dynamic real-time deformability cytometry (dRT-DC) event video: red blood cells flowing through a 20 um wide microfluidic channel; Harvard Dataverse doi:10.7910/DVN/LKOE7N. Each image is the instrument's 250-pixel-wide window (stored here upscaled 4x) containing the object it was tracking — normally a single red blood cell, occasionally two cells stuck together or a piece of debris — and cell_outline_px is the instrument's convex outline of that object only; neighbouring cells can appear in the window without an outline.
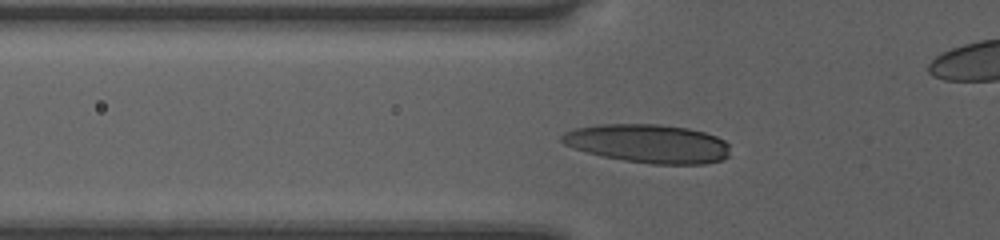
{"species": "human", "species_latin": "Homo sapiens", "temperature_condition": "room temperature", "stored_images_in_passage": 38, "camera_frame_rate_fps": 3000, "um_per_image_px": 0.085, "donor": {"sex": "female"}, "frame": {"image": 1, "passage_image": 10, "time_ms": 3.0, "image_size_px": [1000, 240], "cell_outline_px": [[728, 156], [724, 160], [704, 164], [652, 164], [624, 160], [604, 156], [572, 148], [564, 144], [560, 140], [560, 136], [564, 132], [576, 128], [596, 124], [660, 124], [688, 128], [704, 132], [716, 136], [724, 140], [728, 144]], "centroid_in_image_um": [55.09, 12.2], "position_along_channel_um": 70.7, "area_um2": 37.97}}
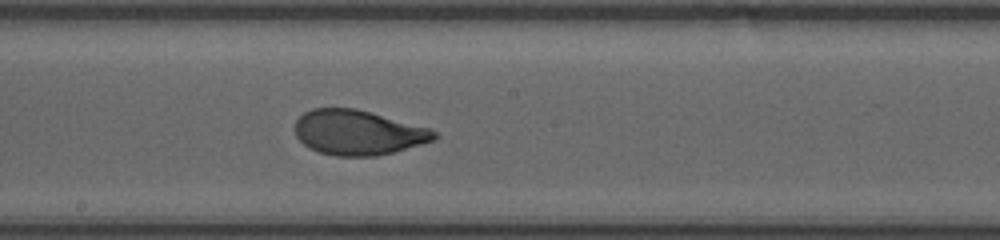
{"frame": {"image": 2, "passage_image": 21, "time_ms": 6.667, "image_size_px": [1000, 240], "cell_outline_px": [[440, 136], [432, 140], [420, 144], [392, 152], [376, 156], [336, 156], [320, 152], [308, 148], [296, 136], [296, 120], [304, 112], [312, 108], [356, 108], [432, 128]], "centroid_in_image_um": [30.44, 11.25], "position_along_channel_um": 217.8, "area_um2": 36.41}}
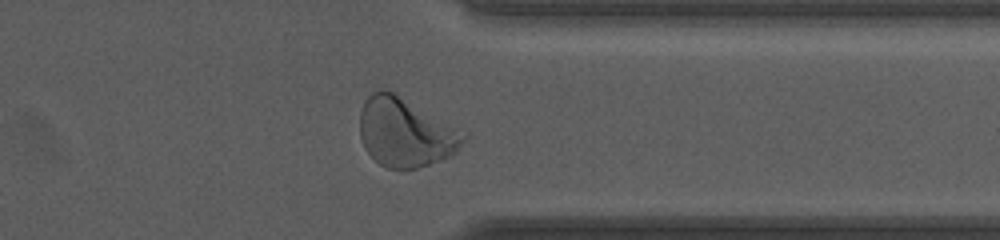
{"frame": {"image": 3, "passage_image": 33, "time_ms": 10.667, "image_size_px": [1000, 240], "cell_outline_px": [[468, 136], [456, 152], [452, 156], [416, 168], [388, 168], [380, 164], [364, 148], [360, 136], [360, 112], [364, 100], [372, 92], [384, 88], [388, 88], [468, 132]], "centroid_in_image_um": [34.49, 11.21], "position_along_channel_um": 376.9, "area_um2": 42.25}}